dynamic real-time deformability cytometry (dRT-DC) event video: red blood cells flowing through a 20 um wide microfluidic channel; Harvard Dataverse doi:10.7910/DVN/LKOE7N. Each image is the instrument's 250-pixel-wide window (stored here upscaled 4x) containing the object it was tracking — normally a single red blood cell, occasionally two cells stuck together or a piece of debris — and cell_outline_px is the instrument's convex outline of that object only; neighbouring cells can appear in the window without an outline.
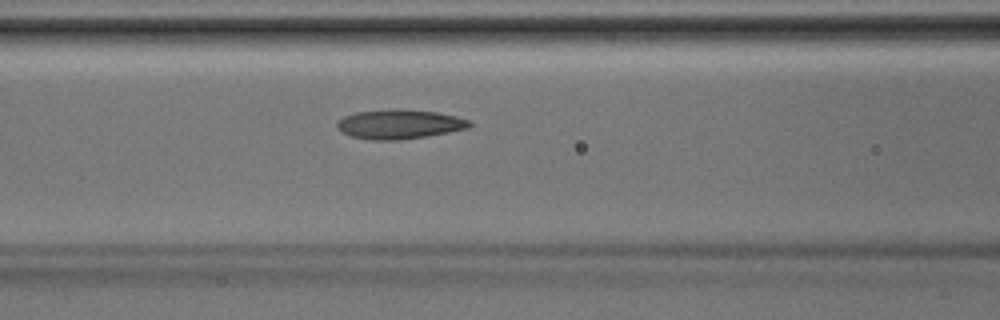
{"species": "Egyptian fruit bat (a non-hibernating species)", "species_latin": "Rousettus aegyptiacus", "temperature_condition": "room temperature", "stored_images_in_passage": 34, "camera_frame_rate_fps": 3000, "um_per_image_px": 0.085, "animal": {"sex": "male"}, "frame": {"image": 1, "passage_image": 10, "time_ms": 3.0, "image_size_px": [1000, 320], "cell_outline_px": [[472, 124], [468, 128], [428, 136], [400, 140], [372, 140], [352, 136], [336, 128], [336, 124], [344, 116], [356, 112], [392, 108], [400, 108], [436, 112], [456, 116], [468, 120]], "centroid_in_image_um": [33.94, 10.55], "position_along_channel_um": 132.7, "area_um2": 22.72}}
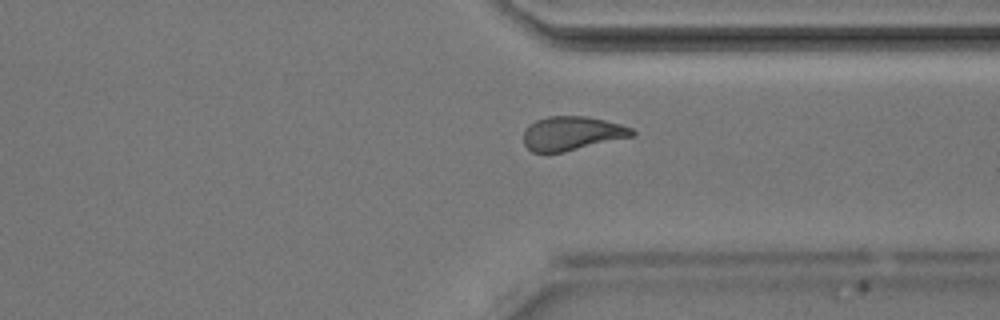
{"frame": {"image": 2, "passage_image": 24, "time_ms": 7.667, "image_size_px": [1000, 320], "cell_outline_px": [[636, 136], [564, 152], [532, 152], [524, 144], [524, 132], [536, 120], [548, 116], [588, 116], [620, 124], [632, 128], [636, 132]], "centroid_in_image_um": [48.67, 11.34], "position_along_channel_um": 362.7, "area_um2": 21.5}}
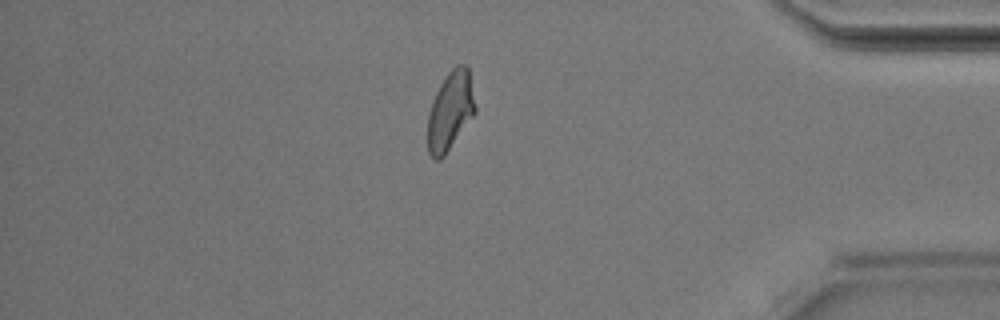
{"frame": {"image": 3, "passage_image": 28, "time_ms": 9.0, "image_size_px": [1000, 320], "cell_outline_px": [[476, 112], [444, 156], [440, 160], [432, 160], [428, 152], [428, 112], [432, 100], [440, 84], [448, 72], [456, 64], [468, 64], [476, 108]], "centroid_in_image_um": [38.27, 9.42], "position_along_channel_um": 396.9, "area_um2": 21.96}}